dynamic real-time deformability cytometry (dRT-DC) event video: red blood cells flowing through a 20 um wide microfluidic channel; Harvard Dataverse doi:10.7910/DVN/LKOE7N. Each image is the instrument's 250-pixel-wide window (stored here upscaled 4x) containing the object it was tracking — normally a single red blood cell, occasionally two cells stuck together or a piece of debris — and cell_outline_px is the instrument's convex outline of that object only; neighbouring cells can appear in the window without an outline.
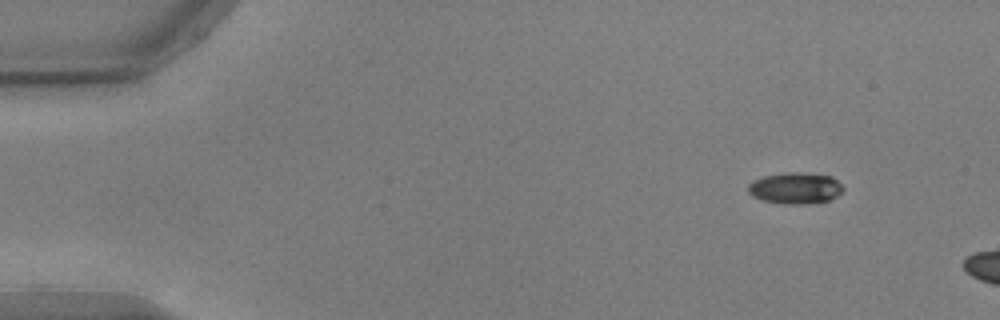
{"species": "common noctule bat (a hibernating species)", "species_latin": "Nyctalus noctula", "temperature_condition": "warm", "stored_images_in_passage": 5, "camera_frame_rate_fps": 3000, "um_per_image_px": 0.085, "animal": {"sex": "male", "body_mass_g": 17.9, "forearm_length_mm": 54.2}, "frame": {"image": 1, "passage_image": 1, "time_ms": 0.0, "image_size_px": [1000, 320], "cell_outline_px": [[844, 188], [832, 200], [808, 204], [784, 204], [760, 200], [752, 196], [748, 192], [748, 184], [752, 180], [764, 176], [788, 172], [800, 172], [832, 176]], "centroid_in_image_um": [67.58, 16.0], "position_along_channel_um": 17.4, "area_um2": 17.51}}